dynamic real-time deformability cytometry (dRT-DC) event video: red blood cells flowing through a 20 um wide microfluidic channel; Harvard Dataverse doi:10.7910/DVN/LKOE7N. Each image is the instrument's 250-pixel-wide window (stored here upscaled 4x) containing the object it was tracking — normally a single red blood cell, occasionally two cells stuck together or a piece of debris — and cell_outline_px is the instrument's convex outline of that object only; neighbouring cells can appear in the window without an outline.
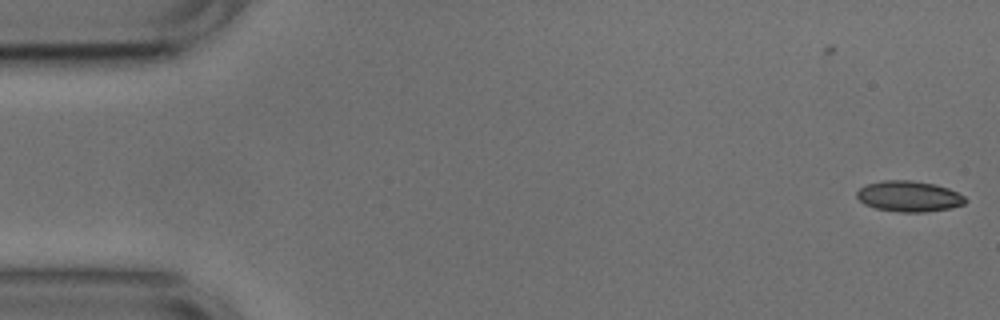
{"species": "common noctule bat (a hibernating species)", "species_latin": "Nyctalus noctula", "temperature_condition": "cold", "stored_images_in_passage": 4, "camera_frame_rate_fps": 3000, "um_per_image_px": 0.085, "animal": {"sex": "male", "body_mass_g": 17.9, "forearm_length_mm": 54.2}, "frame": {"image": 1, "passage_image": 4, "time_ms": 1.0, "image_size_px": [1000, 320], "cell_outline_px": [[968, 200], [964, 204], [948, 208], [924, 212], [900, 212], [876, 208], [864, 204], [856, 196], [856, 192], [860, 188], [868, 184], [880, 180], [912, 180], [936, 184], [948, 188], [964, 196]], "centroid_in_image_um": [77.25, 16.67], "position_along_channel_um": 7.7, "area_um2": 19.42}}